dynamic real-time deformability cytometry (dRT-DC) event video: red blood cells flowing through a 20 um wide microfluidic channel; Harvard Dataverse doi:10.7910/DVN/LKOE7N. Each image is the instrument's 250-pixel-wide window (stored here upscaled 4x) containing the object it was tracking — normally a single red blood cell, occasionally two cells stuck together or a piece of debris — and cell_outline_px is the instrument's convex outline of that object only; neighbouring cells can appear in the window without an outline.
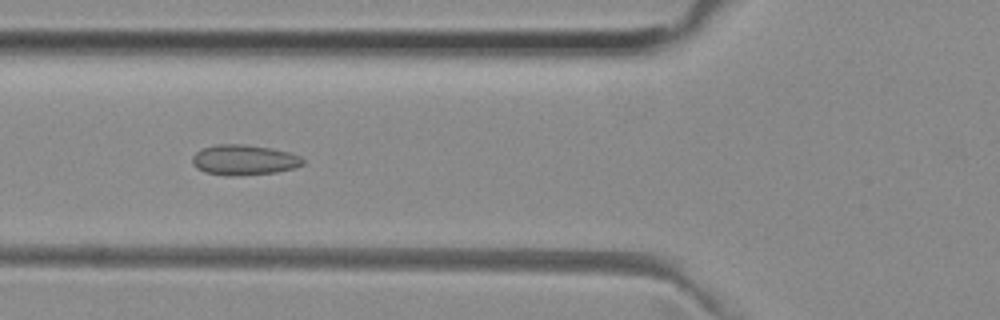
{"species": "common noctule bat (a hibernating species)", "species_latin": "Nyctalus noctula", "temperature_condition": "room temperature", "stored_images_in_passage": 51, "camera_frame_rate_fps": 3000, "um_per_image_px": 0.085, "animal": {"sex": "female", "body_mass_g": 29.2, "forearm_length_mm": 56.3}, "frame": {"image": 1, "passage_image": 19, "time_ms": 6.0, "image_size_px": [1000, 320], "cell_outline_px": [[304, 164], [296, 168], [276, 172], [240, 176], [224, 176], [204, 172], [196, 168], [192, 164], [192, 156], [196, 152], [204, 148], [216, 144], [244, 144], [272, 148], [288, 152], [300, 156], [304, 160]], "centroid_in_image_um": [20.73, 13.6], "position_along_channel_um": 105.1, "area_um2": 19.83}}
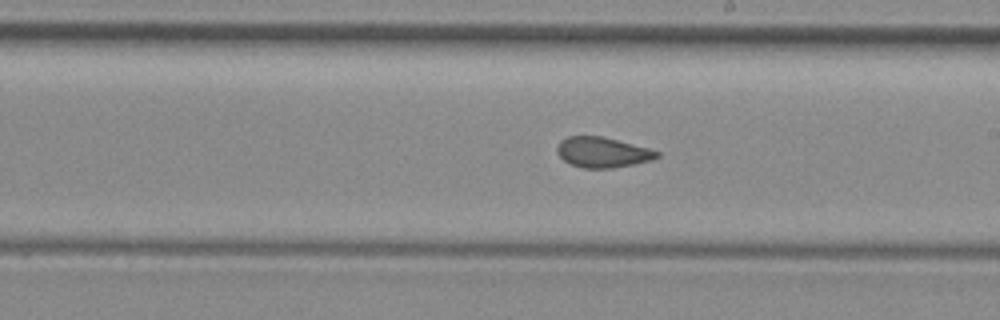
{"frame": {"image": 2, "passage_image": 29, "time_ms": 9.333, "image_size_px": [1000, 320], "cell_outline_px": [[660, 156], [652, 160], [612, 168], [584, 168], [568, 164], [556, 152], [556, 148], [560, 140], [568, 136], [600, 136], [648, 148], [660, 152]], "centroid_in_image_um": [51.18, 12.95], "position_along_channel_um": 237.8, "area_um2": 17.57}}
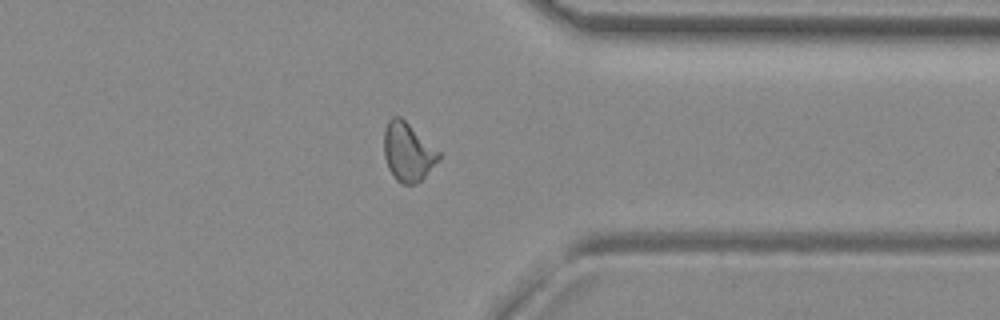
{"frame": {"image": 3, "passage_image": 40, "time_ms": 13.0, "image_size_px": [1000, 320], "cell_outline_px": [[440, 156], [424, 176], [416, 184], [400, 184], [396, 180], [388, 168], [384, 156], [384, 128], [388, 120], [392, 116], [400, 116], [440, 152]], "centroid_in_image_um": [34.62, 12.9], "position_along_channel_um": 376.8, "area_um2": 18.44}, "authors_computed_cell_mechanics": {"area_um2": 18.6116, "velocity_mm_per_s": 3.982, "shape_relaxation_time_tau1_ms": null, "shape_relaxation_time_tau2_ms": 0.9972, "deformation_change_tau1": null, "deformation_change_tau2": 0.0662}}